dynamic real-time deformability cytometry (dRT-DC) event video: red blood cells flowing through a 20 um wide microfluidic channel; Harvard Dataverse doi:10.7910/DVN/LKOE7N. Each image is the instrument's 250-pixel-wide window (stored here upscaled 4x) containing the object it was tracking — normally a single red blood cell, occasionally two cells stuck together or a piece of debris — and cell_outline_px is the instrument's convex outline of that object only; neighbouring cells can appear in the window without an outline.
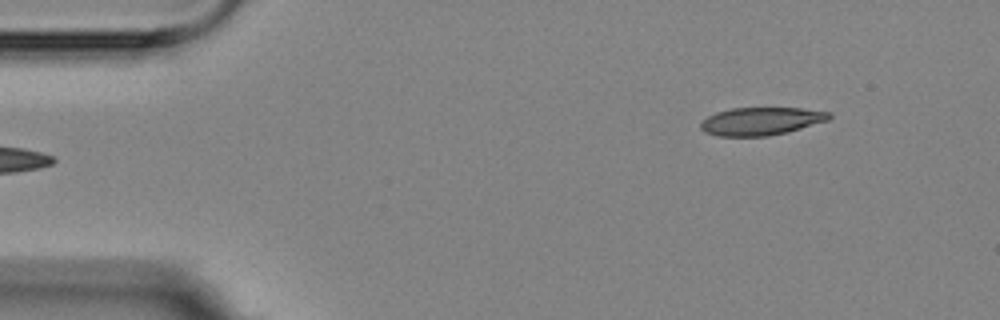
{"species": "Egyptian fruit bat (a non-hibernating species)", "species_latin": "Rousettus aegyptiacus", "temperature_condition": "room temperature", "stored_images_in_passage": 5, "camera_frame_rate_fps": 3000, "um_per_image_px": 0.085, "animal": {"sex": "female"}, "frame": {"image": 1, "passage_image": 5, "time_ms": 4.667, "image_size_px": [1000, 320], "cell_outline_px": [[832, 116], [828, 120], [788, 132], [768, 136], [720, 136], [704, 132], [700, 128], [700, 124], [708, 116], [716, 112], [732, 108], [800, 108], [832, 112]], "centroid_in_image_um": [64.7, 10.3], "position_along_channel_um": 20.3, "area_um2": 20.87}}